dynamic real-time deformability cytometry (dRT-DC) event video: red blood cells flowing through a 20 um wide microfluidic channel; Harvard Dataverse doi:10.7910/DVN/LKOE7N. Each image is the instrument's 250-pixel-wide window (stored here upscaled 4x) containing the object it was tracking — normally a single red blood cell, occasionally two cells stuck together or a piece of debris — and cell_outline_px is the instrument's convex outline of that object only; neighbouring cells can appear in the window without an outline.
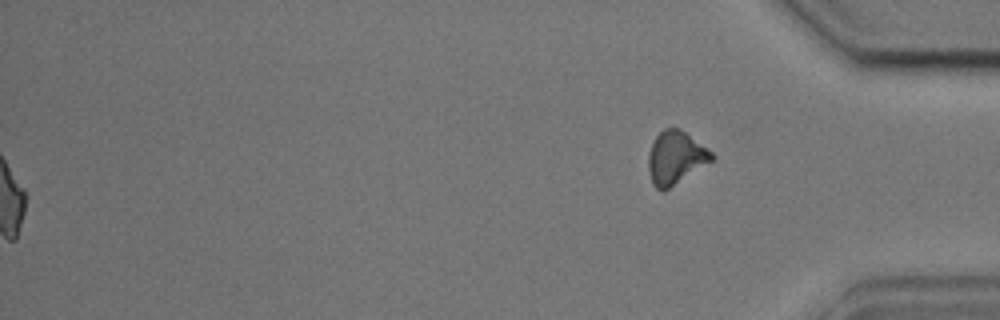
{"species": "common noctule bat (a hibernating species)", "species_latin": "Nyctalus noctula", "temperature_condition": "cold", "stored_images_in_passage": 56, "segment_of_instrument_passage": [2, 2], "camera_frame_rate_fps": 3000, "um_per_image_px": 0.085, "animal": {"sex": "male", "body_mass_g": 17.9, "forearm_length_mm": 54.2}, "frame": {"image": 1, "passage_image": 56, "time_ms": 18.333, "image_size_px": [1000, 320], "cell_outline_px": [[716, 156], [712, 160], [664, 192], [660, 192], [652, 184], [648, 168], [648, 156], [652, 144], [656, 136], [664, 128], [680, 128], [712, 152]], "centroid_in_image_um": [57.4, 13.42], "position_along_channel_um": 377.8, "area_um2": 19.48}}